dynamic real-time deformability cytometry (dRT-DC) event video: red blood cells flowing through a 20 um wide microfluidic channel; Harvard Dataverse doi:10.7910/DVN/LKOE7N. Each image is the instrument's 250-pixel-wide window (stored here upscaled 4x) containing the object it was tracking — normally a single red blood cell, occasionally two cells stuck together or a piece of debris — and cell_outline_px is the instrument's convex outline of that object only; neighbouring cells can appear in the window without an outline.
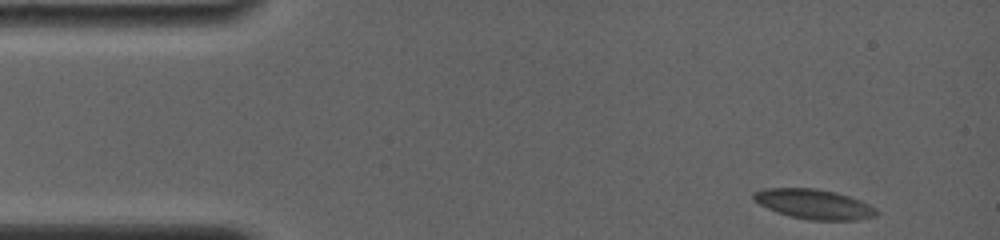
{"species": "common noctule bat (a hibernating species)", "species_latin": "Nyctalus noctula", "temperature_condition": "room temperature", "stored_images_in_passage": 79, "camera_frame_rate_fps": 4000, "um_per_image_px": 0.085, "animal": {"sex": "female", "body_mass_g": 19.0, "forearm_length_mm": 56.7}, "frame": {"image": 1, "passage_image": 1, "time_ms": 0.0, "image_size_px": [1000, 240], "cell_outline_px": [[880, 212], [876, 216], [856, 220], [808, 220], [776, 212], [752, 200], [752, 192], [764, 188], [816, 188], [836, 192], [860, 200], [876, 208]], "centroid_in_image_um": [69.18, 17.34], "position_along_channel_um": 15.8, "area_um2": 21.44}}
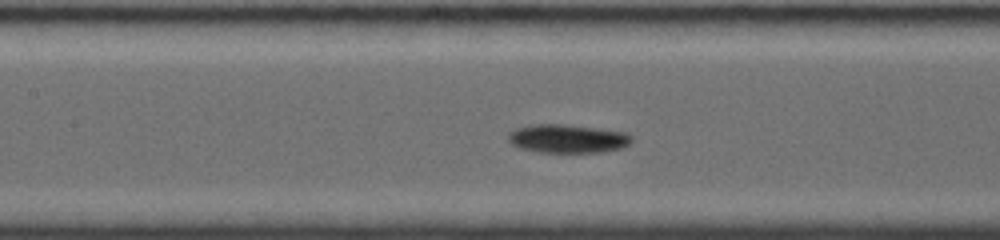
{"frame": {"image": 2, "passage_image": 31, "time_ms": 6.25, "image_size_px": [1000, 240], "cell_outline_px": [[632, 140], [628, 144], [620, 148], [596, 152], [540, 152], [520, 148], [512, 144], [508, 140], [508, 132], [516, 128], [532, 124], [564, 124], [596, 128], [624, 132], [632, 136]], "centroid_in_image_um": [48.19, 11.77], "position_along_channel_um": 159.2, "area_um2": 20.35}}
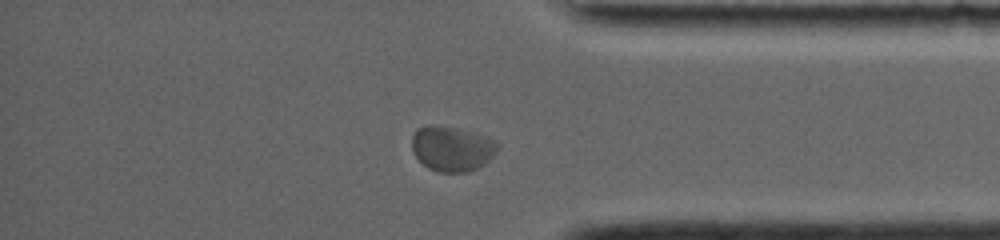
{"frame": {"image": 3, "passage_image": 70, "time_ms": 12.75, "image_size_px": [1000, 240], "cell_outline_px": [[496, 152], [484, 164], [468, 172], [436, 172], [428, 168], [412, 152], [412, 136], [416, 128], [424, 124], [432, 124], [456, 128], [476, 132], [488, 136], [496, 144]], "centroid_in_image_um": [38.37, 12.61], "position_along_channel_um": 396.8, "area_um2": 22.6}, "authors_computed_cell_mechanics": {"area_um2": 20.4034, "velocity_mm_per_s": 3.6961, "shape_relaxation_time_tau1_ms": 6.2424, "shape_relaxation_time_tau2_ms": 1.8408, "deformation_change_tau1": 0.132, "deformation_change_tau2": 0.0469}}